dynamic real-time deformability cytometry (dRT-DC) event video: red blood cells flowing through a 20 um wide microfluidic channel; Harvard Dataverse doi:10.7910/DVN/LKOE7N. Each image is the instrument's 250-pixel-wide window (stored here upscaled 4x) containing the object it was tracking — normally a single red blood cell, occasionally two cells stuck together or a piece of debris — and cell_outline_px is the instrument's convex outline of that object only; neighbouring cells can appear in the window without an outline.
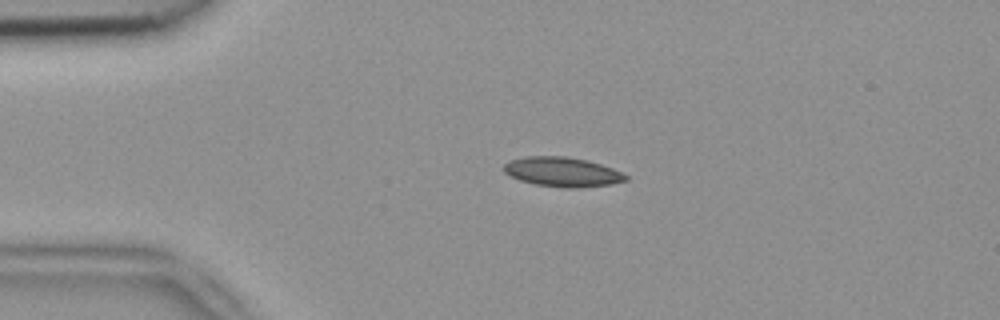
{"species": "common noctule bat (a hibernating species)", "species_latin": "Nyctalus noctula", "temperature_condition": "room temperature", "stored_images_in_passage": 3, "camera_frame_rate_fps": 3000, "um_per_image_px": 0.085, "animal": {"sex": "female", "body_mass_g": 18.4}, "frame": {"image": 1, "passage_image": 2, "time_ms": 0.333, "image_size_px": [1000, 320], "cell_outline_px": [[628, 180], [612, 184], [576, 188], [568, 188], [536, 184], [520, 180], [504, 172], [504, 164], [508, 160], [524, 156], [564, 156], [588, 160], [612, 168], [628, 176]], "centroid_in_image_um": [47.8, 14.6], "position_along_channel_um": 37.2, "area_um2": 20.92}}